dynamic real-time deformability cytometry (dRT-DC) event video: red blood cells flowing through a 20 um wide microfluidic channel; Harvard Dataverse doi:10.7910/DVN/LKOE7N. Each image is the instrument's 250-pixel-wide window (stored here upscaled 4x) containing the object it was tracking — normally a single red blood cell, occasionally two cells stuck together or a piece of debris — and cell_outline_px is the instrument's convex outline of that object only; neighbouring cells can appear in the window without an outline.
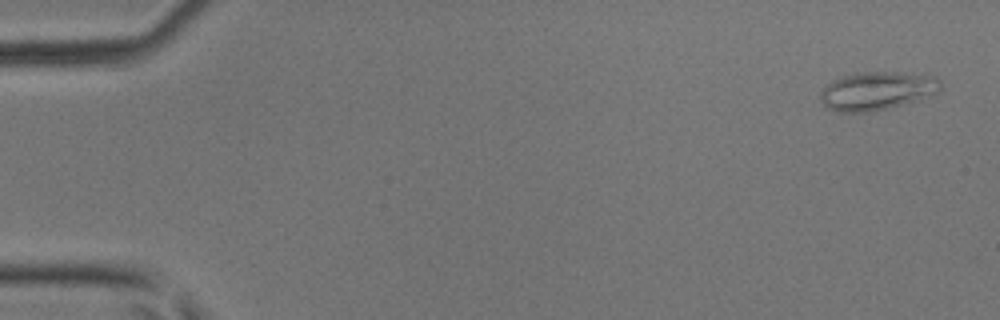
{"species": "common noctule bat (a hibernating species)", "species_latin": "Nyctalus noctula", "temperature_condition": "room temperature", "stored_images_in_passage": 4, "camera_frame_rate_fps": 3000, "um_per_image_px": 0.085, "animal": {"sex": "male", "body_mass_g": 17.9, "forearm_length_mm": 54.2}, "frame": {"image": 1, "passage_image": 1, "time_ms": 0.0, "image_size_px": [1000, 320], "cell_outline_px": [[940, 88], [936, 92], [920, 100], [884, 108], [864, 112], [840, 112], [828, 108], [820, 100], [820, 92], [832, 80], [856, 72], [896, 72], [936, 76], [940, 80]], "centroid_in_image_um": [74.53, 7.71], "position_along_channel_um": 10.5, "area_um2": 26.53}}